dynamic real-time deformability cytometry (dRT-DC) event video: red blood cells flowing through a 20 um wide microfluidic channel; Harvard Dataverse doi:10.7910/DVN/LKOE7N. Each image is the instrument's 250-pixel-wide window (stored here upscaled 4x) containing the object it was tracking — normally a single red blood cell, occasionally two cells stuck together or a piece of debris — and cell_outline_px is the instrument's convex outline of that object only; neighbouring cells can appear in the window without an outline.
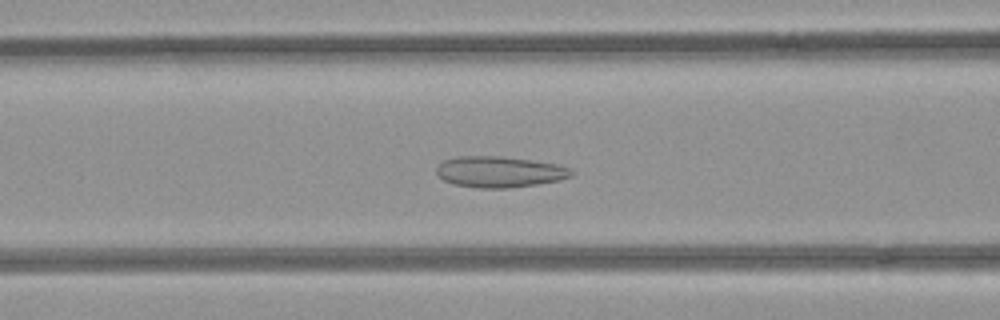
{"species": "common noctule bat (a hibernating species)", "species_latin": "Nyctalus noctula", "temperature_condition": "room temperature", "stored_images_in_passage": 42, "segment_of_instrument_passage": [1, 2], "camera_frame_rate_fps": 3000, "um_per_image_px": 0.085, "animal": {"sex": "female", "body_mass_g": 21.9}, "frame": {"image": 1, "passage_image": 10, "time_ms": 3.0, "image_size_px": [1000, 320], "cell_outline_px": [[576, 172], [572, 176], [556, 180], [536, 184], [508, 188], [476, 188], [456, 184], [444, 180], [436, 172], [436, 168], [444, 160], [456, 156], [500, 156], [556, 164], [568, 168]], "centroid_in_image_um": [42.43, 14.6], "position_along_channel_um": 124.2, "area_um2": 24.1}}
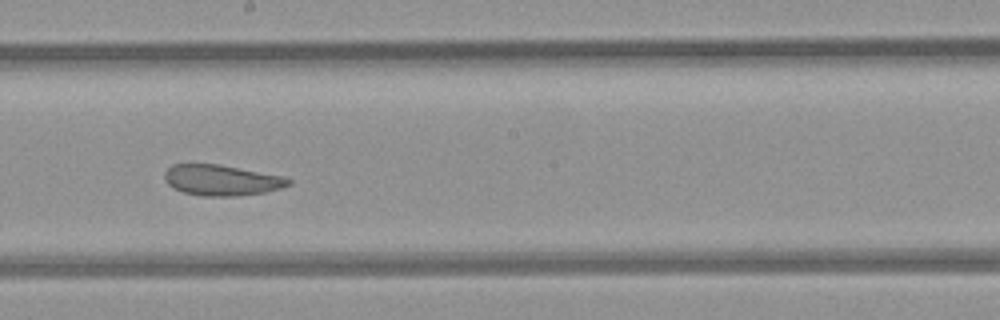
{"frame": {"image": 2, "passage_image": 18, "time_ms": 5.667, "image_size_px": [1000, 320], "cell_outline_px": [[292, 184], [280, 188], [264, 192], [236, 196], [200, 196], [184, 192], [172, 188], [164, 180], [164, 172], [172, 164], [220, 164], [284, 176], [292, 180]], "centroid_in_image_um": [18.83, 15.31], "position_along_channel_um": 229.4, "area_um2": 22.37}}
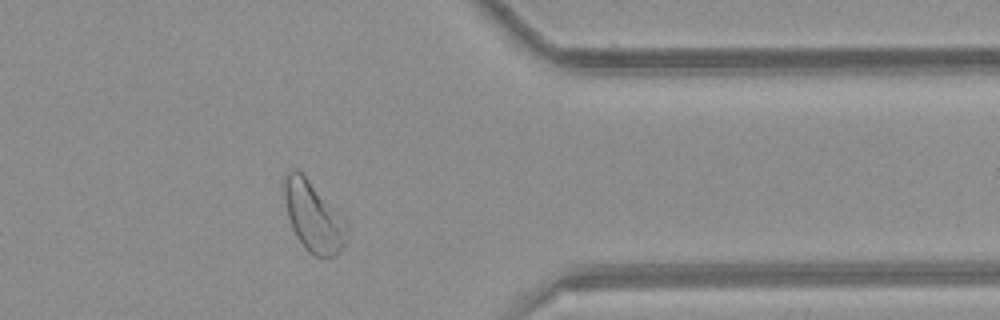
{"frame": {"image": 3, "passage_image": 31, "time_ms": 10.0, "image_size_px": [1000, 320], "cell_outline_px": [[348, 224], [344, 244], [336, 256], [316, 256], [308, 252], [304, 248], [296, 236], [292, 228], [288, 216], [280, 184], [284, 172], [292, 168], [296, 168], [348, 220]], "centroid_in_image_um": [26.59, 18.35], "position_along_channel_um": 384.8, "area_um2": 26.07}}